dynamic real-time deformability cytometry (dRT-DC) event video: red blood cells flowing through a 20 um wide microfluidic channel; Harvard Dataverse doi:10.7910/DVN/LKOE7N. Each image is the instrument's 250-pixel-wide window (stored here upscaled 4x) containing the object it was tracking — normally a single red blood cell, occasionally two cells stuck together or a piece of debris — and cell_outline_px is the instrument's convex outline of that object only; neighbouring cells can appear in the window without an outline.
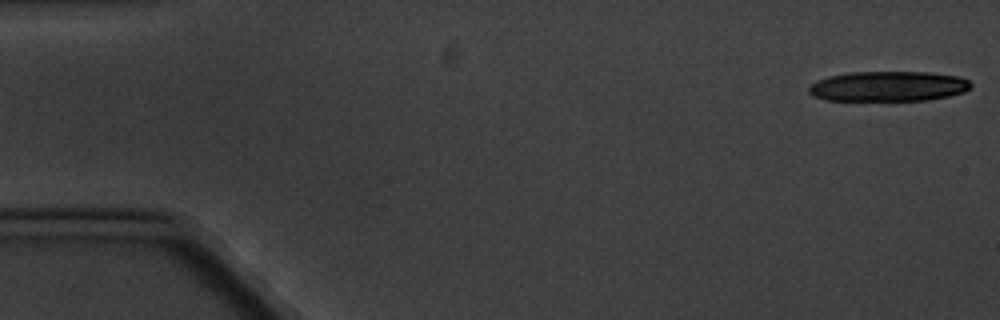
{"species": "common noctule bat (a hibernating species)", "species_latin": "Nyctalus noctula", "temperature_condition": "cold", "stored_images_in_passage": 6, "camera_frame_rate_fps": 3000, "um_per_image_px": 0.085, "animal": {"sex": "male", "body_mass_g": 20.1, "forearm_length_mm": 53.5}, "frame": {"image": 1, "passage_image": 1, "time_ms": 0.0, "image_size_px": [1000, 320], "cell_outline_px": [[972, 88], [964, 92], [948, 96], [928, 100], [828, 100], [812, 96], [808, 92], [808, 88], [816, 80], [828, 76], [848, 72], [928, 72], [960, 76], [968, 80], [972, 84]], "centroid_in_image_um": [75.51, 7.33], "position_along_channel_um": 9.5, "area_um2": 28.61}}
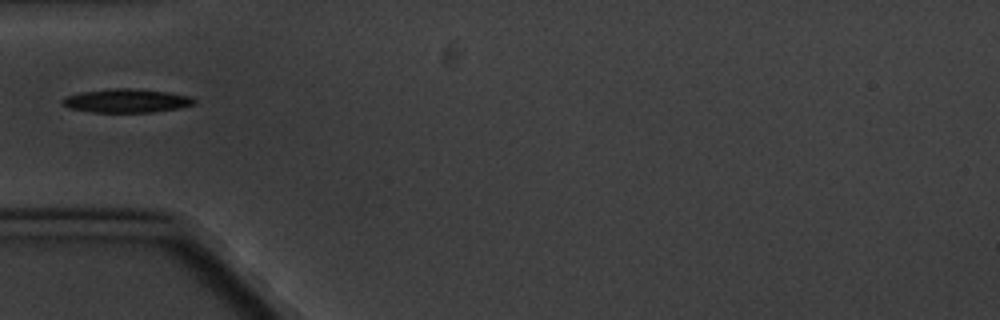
{"frame": {"image": 2, "passage_image": 6, "time_ms": 6.0, "image_size_px": [1000, 320], "cell_outline_px": [[196, 104], [180, 108], [152, 112], [92, 112], [68, 108], [60, 104], [60, 100], [64, 96], [80, 92], [108, 88], [136, 88], [168, 92], [192, 96], [196, 100]], "centroid_in_image_um": [10.73, 8.55], "position_along_channel_um": 74.3, "area_um2": 18.61}}